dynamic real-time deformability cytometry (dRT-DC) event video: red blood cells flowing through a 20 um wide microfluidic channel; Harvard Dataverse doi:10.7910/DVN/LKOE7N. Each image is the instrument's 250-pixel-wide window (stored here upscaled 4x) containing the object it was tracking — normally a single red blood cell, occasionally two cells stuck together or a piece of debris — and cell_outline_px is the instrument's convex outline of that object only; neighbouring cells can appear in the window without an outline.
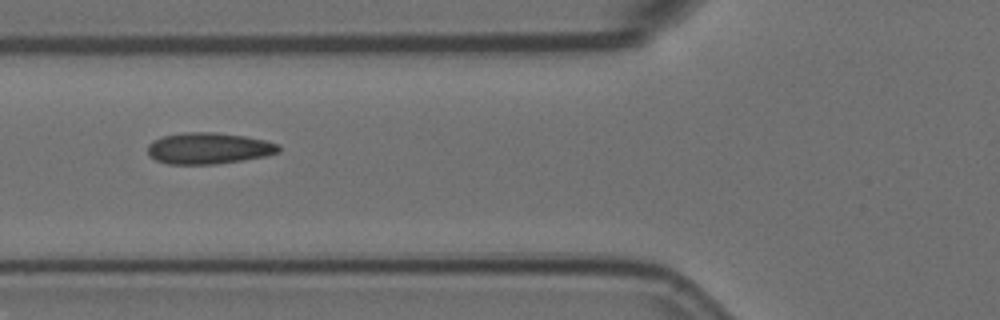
{"species": "Egyptian fruit bat (a non-hibernating species)", "species_latin": "Rousettus aegyptiacus", "temperature_condition": "room temperature", "stored_images_in_passage": 4, "camera_frame_rate_fps": 3000, "um_per_image_px": 0.085, "animal": {"sex": "female"}, "frame": {"image": 1, "passage_image": 2, "time_ms": 0.333, "image_size_px": [1000, 320], "cell_outline_px": [[280, 152], [268, 156], [244, 160], [216, 164], [168, 164], [156, 160], [148, 156], [148, 144], [152, 140], [164, 136], [184, 132], [216, 132], [244, 136], [264, 140], [280, 144]], "centroid_in_image_um": [17.75, 12.61], "position_along_channel_um": 108.1, "area_um2": 24.16}}
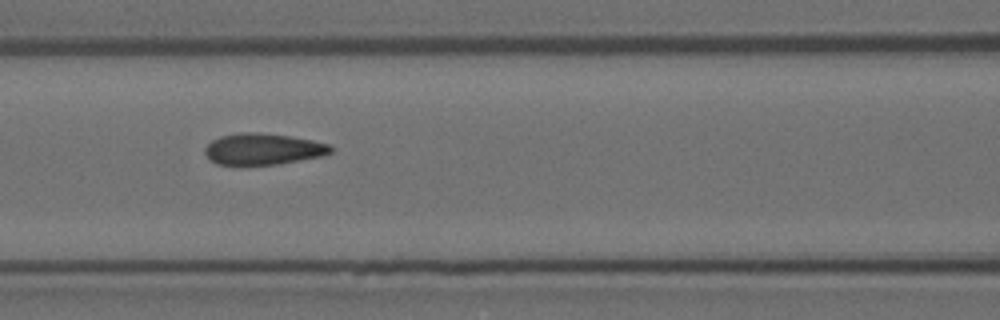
{"frame": {"image": 2, "passage_image": 3, "time_ms": 0.667, "image_size_px": [1000, 320], "cell_outline_px": [[332, 152], [320, 156], [280, 164], [216, 164], [204, 152], [204, 148], [212, 140], [220, 136], [244, 132], [252, 132], [288, 136], [312, 140], [328, 144], [332, 148]], "centroid_in_image_um": [22.35, 12.66], "position_along_channel_um": 144.3, "area_um2": 22.54}}
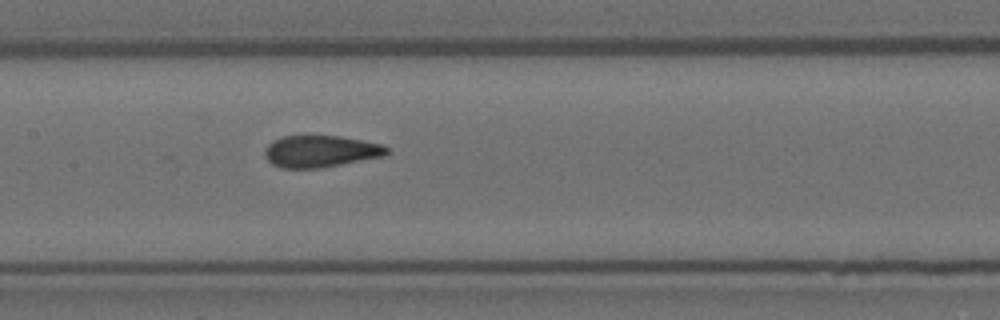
{"frame": {"image": 3, "passage_image": 4, "time_ms": 1.0, "image_size_px": [1000, 320], "cell_outline_px": [[392, 152], [384, 156], [320, 168], [280, 168], [272, 164], [264, 156], [264, 148], [272, 140], [284, 136], [340, 136], [384, 144]], "centroid_in_image_um": [27.25, 12.86], "position_along_channel_um": 180.1, "area_um2": 22.83}}